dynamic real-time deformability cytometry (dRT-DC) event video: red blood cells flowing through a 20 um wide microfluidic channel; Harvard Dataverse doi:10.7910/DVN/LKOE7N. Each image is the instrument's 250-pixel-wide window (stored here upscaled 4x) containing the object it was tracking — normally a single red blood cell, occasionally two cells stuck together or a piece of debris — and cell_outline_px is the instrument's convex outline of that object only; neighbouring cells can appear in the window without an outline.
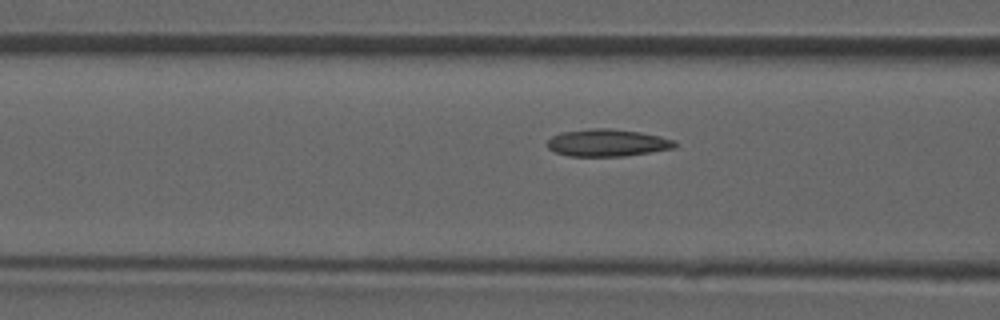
{"species": "common noctule bat (a hibernating species)", "species_latin": "Nyctalus noctula", "temperature_condition": "room temperature", "stored_images_in_passage": 20, "camera_frame_rate_fps": 3000, "um_per_image_px": 0.085, "animal": {"sex": "male", "forearm_length_mm": 52.5}, "frame": {"image": 1, "passage_image": 15, "time_ms": 4.667, "image_size_px": [1000, 320], "cell_outline_px": [[676, 148], [624, 156], [568, 156], [556, 152], [548, 148], [548, 140], [552, 136], [560, 132], [592, 128], [608, 128], [640, 132], [660, 136], [672, 140], [676, 144]], "centroid_in_image_um": [51.61, 12.13], "position_along_channel_um": 115.0, "area_um2": 20.17}}